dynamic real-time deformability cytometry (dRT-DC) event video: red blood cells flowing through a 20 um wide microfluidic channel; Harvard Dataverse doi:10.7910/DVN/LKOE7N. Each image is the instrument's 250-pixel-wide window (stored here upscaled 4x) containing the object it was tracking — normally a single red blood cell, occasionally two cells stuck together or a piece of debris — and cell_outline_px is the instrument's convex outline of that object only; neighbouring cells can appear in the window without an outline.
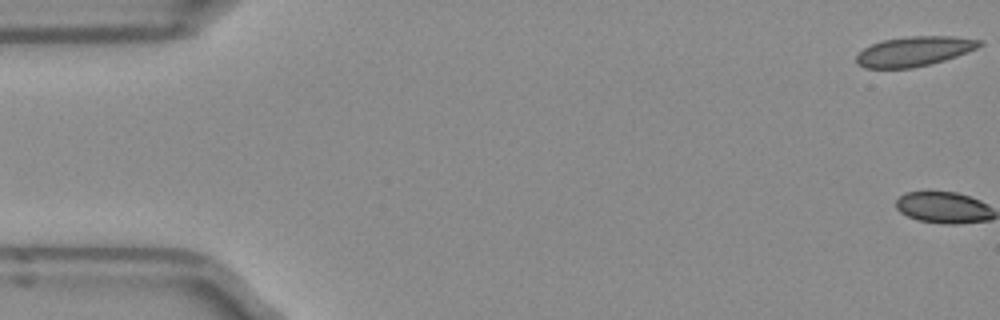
{"species": "Egyptian fruit bat (a non-hibernating species)", "species_latin": "Rousettus aegyptiacus", "temperature_condition": "room temperature", "stored_images_in_passage": 2, "camera_frame_rate_fps": 3000, "um_per_image_px": 0.085, "frame": {"image": 1, "passage_image": 1, "time_ms": 0.0, "image_size_px": [1000, 320], "cell_outline_px": [[984, 44], [968, 52], [944, 60], [912, 68], [864, 68], [856, 64], [856, 56], [864, 48], [872, 44], [884, 40], [908, 36], [956, 36], [984, 40]], "centroid_in_image_um": [77.73, 4.35], "position_along_channel_um": 7.3, "area_um2": 21.39}}